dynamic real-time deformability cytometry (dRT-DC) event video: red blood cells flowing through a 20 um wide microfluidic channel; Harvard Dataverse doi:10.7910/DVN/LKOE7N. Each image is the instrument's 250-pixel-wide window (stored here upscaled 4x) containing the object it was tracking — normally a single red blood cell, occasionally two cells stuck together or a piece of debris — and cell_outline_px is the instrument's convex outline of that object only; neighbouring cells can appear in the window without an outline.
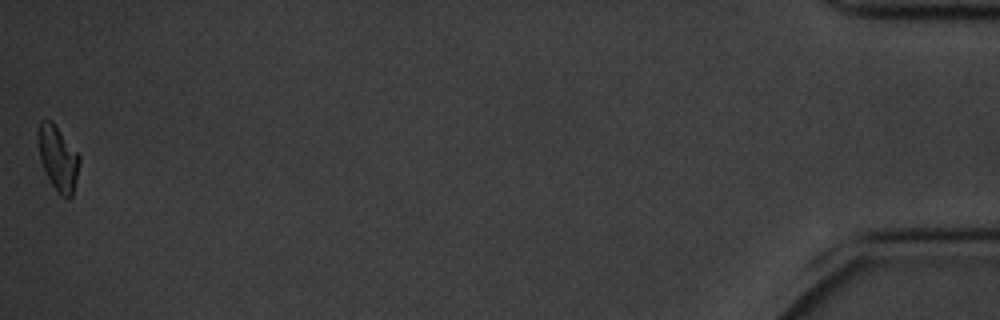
{"species": "common noctule bat (a hibernating species)", "species_latin": "Nyctalus noctula", "temperature_condition": "cold", "stored_images_in_passage": 45, "camera_frame_rate_fps": 3000, "um_per_image_px": 0.085, "animal": {"sex": "male", "body_mass_g": 20.1, "forearm_length_mm": 53.5}, "frame": {"image": 1, "passage_image": 45, "time_ms": 14.667, "image_size_px": [1000, 320], "cell_outline_px": [[80, 160], [72, 196], [68, 200], [52, 184], [40, 160], [36, 132], [36, 128], [40, 120], [52, 120], [80, 156]], "centroid_in_image_um": [4.9, 13.37], "position_along_channel_um": 430.3, "area_um2": 15.43}, "authors_computed_cell_mechanics": {"area_um2": 16.6464, "velocity_mm_per_s": 3.4745, "shape_relaxation_time_tau1_ms": 3.6147, "shape_relaxation_time_tau2_ms": null, "deformation_change_tau1": 0.1182, "deformation_change_tau2": null}}